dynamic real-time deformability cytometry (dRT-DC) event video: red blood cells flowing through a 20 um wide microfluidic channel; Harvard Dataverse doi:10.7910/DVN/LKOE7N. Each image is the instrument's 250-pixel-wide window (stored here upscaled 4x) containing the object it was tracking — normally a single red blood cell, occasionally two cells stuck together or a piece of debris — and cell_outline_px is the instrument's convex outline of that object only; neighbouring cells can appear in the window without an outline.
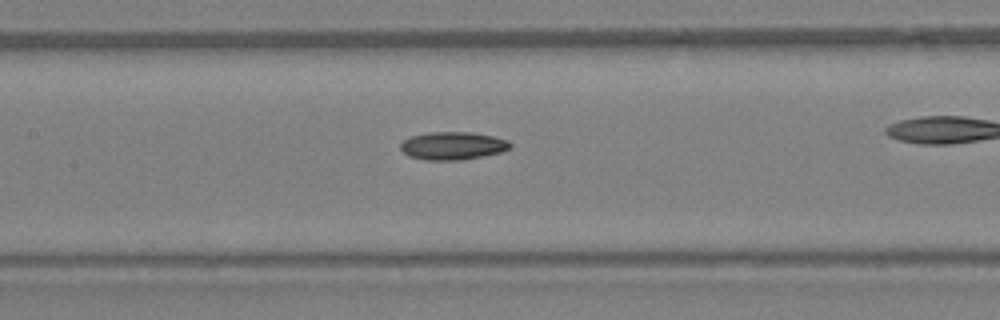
{"species": "Egyptian fruit bat (a non-hibernating species)", "species_latin": "Rousettus aegyptiacus", "temperature_condition": "warm", "stored_images_in_passage": 26, "camera_frame_rate_fps": 3000, "um_per_image_px": 0.085, "animal": {"sex": "female"}, "frame": {"image": 1, "passage_image": 12, "time_ms": 3.667, "image_size_px": [1000, 320], "cell_outline_px": [[512, 144], [508, 148], [500, 152], [460, 160], [424, 160], [408, 156], [400, 148], [400, 144], [404, 140], [412, 136], [428, 132], [472, 132], [492, 136], [508, 140]], "centroid_in_image_um": [38.45, 12.38], "position_along_channel_um": 169.0, "area_um2": 17.69}}
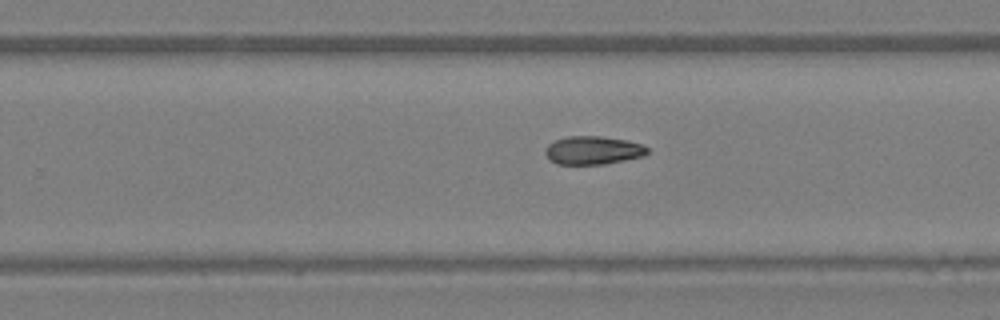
{"frame": {"image": 2, "passage_image": 19, "time_ms": 6.0, "image_size_px": [1000, 320], "cell_outline_px": [[648, 152], [644, 156], [604, 164], [556, 164], [548, 160], [544, 152], [548, 144], [556, 140], [568, 136], [600, 136], [628, 140], [640, 144], [648, 148]], "centroid_in_image_um": [50.38, 12.78], "position_along_channel_um": 279.4, "area_um2": 16.88}}
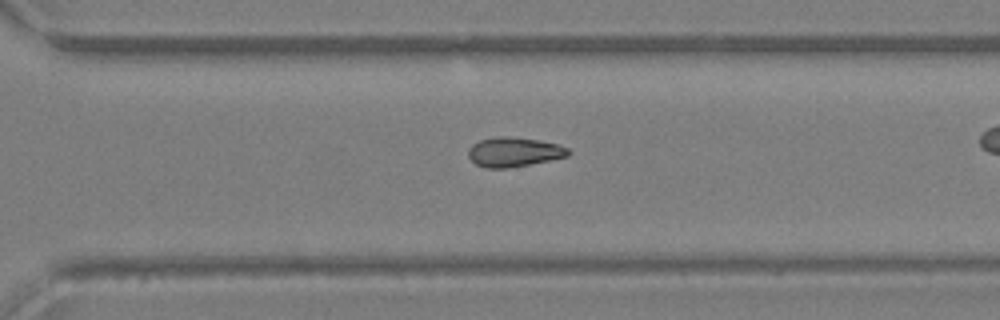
{"frame": {"image": 3, "passage_image": 22, "time_ms": 7.0, "image_size_px": [1000, 320], "cell_outline_px": [[572, 152], [568, 156], [508, 168], [484, 168], [476, 164], [468, 156], [468, 148], [472, 144], [480, 140], [496, 136], [508, 136], [540, 140], [556, 144], [568, 148]], "centroid_in_image_um": [43.66, 12.91], "position_along_channel_um": 326.9, "area_um2": 17.17}}